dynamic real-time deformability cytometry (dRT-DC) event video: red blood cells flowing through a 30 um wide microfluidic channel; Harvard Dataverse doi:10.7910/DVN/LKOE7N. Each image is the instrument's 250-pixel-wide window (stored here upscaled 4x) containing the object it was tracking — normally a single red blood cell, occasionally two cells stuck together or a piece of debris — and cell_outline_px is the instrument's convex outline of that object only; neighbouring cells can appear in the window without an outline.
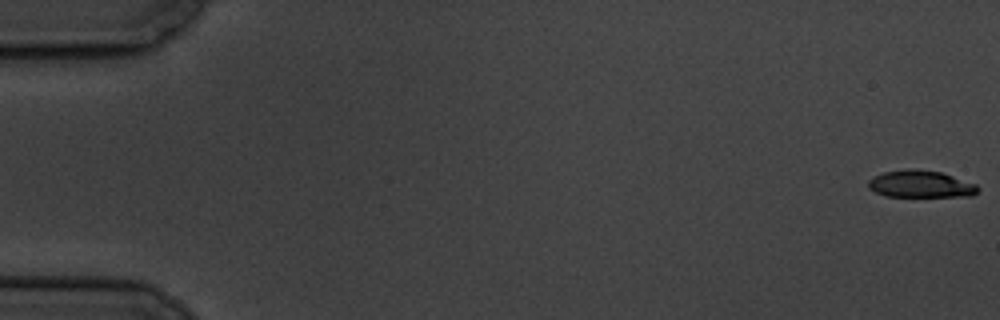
{"species": "common noctule bat (a hibernating species)", "species_latin": "Nyctalus noctula", "temperature_condition": "cold", "stored_images_in_passage": 5, "camera_frame_rate_fps": 3000, "um_per_image_px": 0.085, "animal": {"sex": "male", "body_mass_g": 19.5, "forearm_length_mm": 54.6}, "frame": {"image": 1, "passage_image": 1, "time_ms": 0.0, "image_size_px": [1000, 320], "cell_outline_px": [[980, 188], [972, 196], [884, 196], [868, 188], [868, 180], [872, 176], [884, 172], [908, 168], [916, 168], [940, 172], [976, 184]], "centroid_in_image_um": [78.21, 15.63], "position_along_channel_um": 6.8, "area_um2": 17.34}}
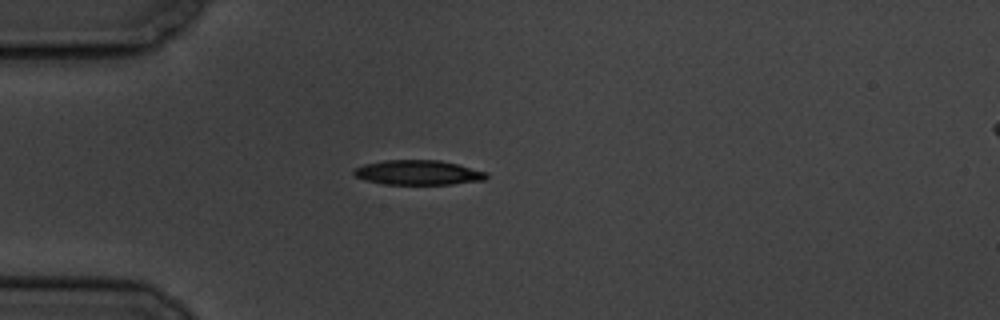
{"frame": {"image": 2, "passage_image": 5, "time_ms": 5.333, "image_size_px": [1000, 320], "cell_outline_px": [[488, 176], [484, 180], [452, 184], [380, 184], [356, 176], [352, 172], [356, 168], [364, 164], [384, 160], [440, 160], [488, 172]], "centroid_in_image_um": [35.56, 14.66], "position_along_channel_um": 49.4, "area_um2": 18.96}}